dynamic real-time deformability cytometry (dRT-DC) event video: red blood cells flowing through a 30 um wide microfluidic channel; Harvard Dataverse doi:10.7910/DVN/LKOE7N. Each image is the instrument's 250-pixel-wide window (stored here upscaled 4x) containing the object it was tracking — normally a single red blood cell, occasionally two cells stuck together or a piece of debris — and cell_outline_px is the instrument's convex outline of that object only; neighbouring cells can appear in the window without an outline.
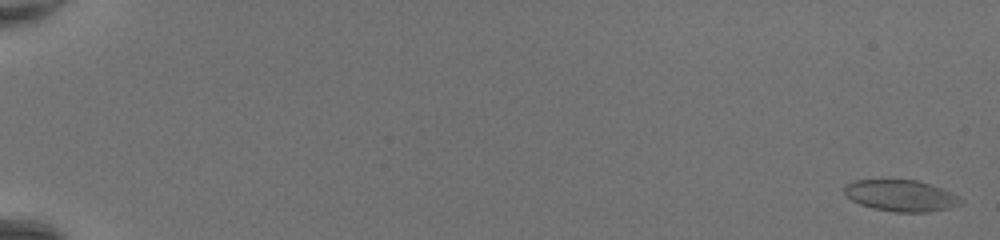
{"species": "common noctule bat (a hibernating species)", "species_latin": "Nyctalus noctula", "temperature_condition": "room temperature", "stored_images_in_passage": 51, "camera_frame_rate_fps": 3000, "um_per_image_px": 0.085, "animal": {"sex": "female", "body_mass_g": 20.0, "forearm_length_mm": 54.0}, "frame": {"image": 1, "passage_image": 2, "time_ms": 0.333, "image_size_px": [1000, 240], "cell_outline_px": [[964, 200], [960, 204], [948, 208], [928, 212], [896, 212], [872, 208], [860, 204], [852, 200], [844, 192], [844, 188], [852, 180], [916, 180], [932, 184]], "centroid_in_image_um": [76.56, 16.63], "position_along_channel_um": 8.4, "area_um2": 21.04}}
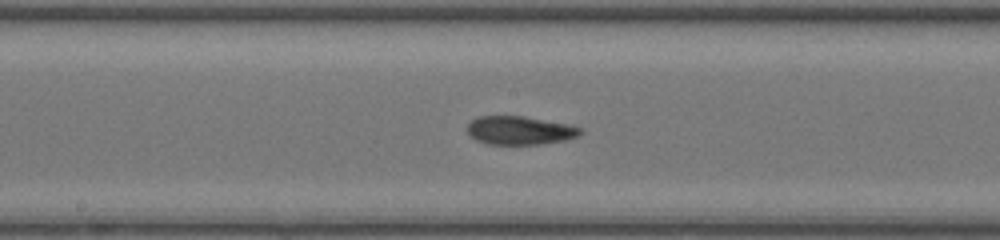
{"frame": {"image": 2, "passage_image": 30, "time_ms": 9.667, "image_size_px": [1000, 240], "cell_outline_px": [[584, 132], [568, 140], [540, 144], [488, 144], [476, 140], [468, 132], [468, 124], [476, 116], [524, 116], [568, 124], [580, 128]], "centroid_in_image_um": [44.19, 11.08], "position_along_channel_um": 204.0, "area_um2": 18.73}}
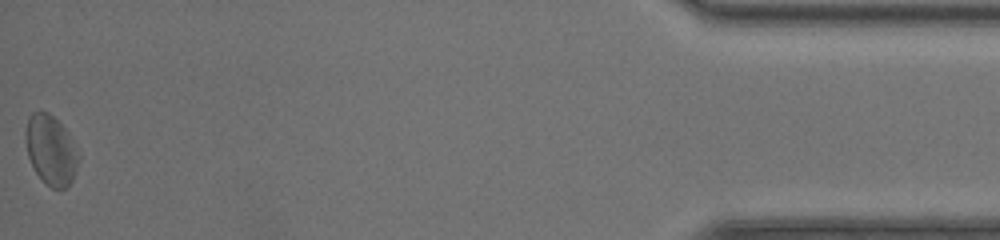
{"frame": {"image": 3, "passage_image": 51, "time_ms": 16.667, "image_size_px": [1000, 240], "cell_outline_px": [[80, 160], [72, 180], [64, 188], [52, 188], [36, 172], [28, 156], [24, 136], [24, 132], [28, 116], [32, 112], [48, 112], [68, 132], [80, 152]], "centroid_in_image_um": [4.33, 12.72], "position_along_channel_um": 430.9, "area_um2": 21.5}, "authors_computed_cell_mechanics": {"area_um2": 19.8254, "velocity_mm_per_s": 4.3754, "shape_relaxation_time_tau1_ms": 6.87, "shape_relaxation_time_tau2_ms": 2.4779, "deformation_change_tau1": 0.2021, "deformation_change_tau2": 0.0941}}